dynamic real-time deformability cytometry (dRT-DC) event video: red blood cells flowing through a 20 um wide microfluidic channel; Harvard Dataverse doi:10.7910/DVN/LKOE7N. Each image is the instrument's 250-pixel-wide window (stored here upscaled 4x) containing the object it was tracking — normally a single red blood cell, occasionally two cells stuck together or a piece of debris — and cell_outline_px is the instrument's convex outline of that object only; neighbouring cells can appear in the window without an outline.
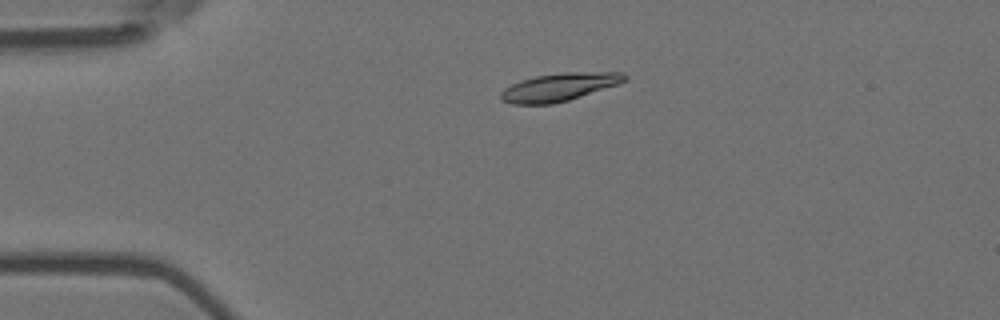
{"species": "Egyptian fruit bat (a non-hibernating species)", "species_latin": "Rousettus aegyptiacus", "temperature_condition": "room temperature", "stored_images_in_passage": 5, "camera_frame_rate_fps": 3000, "um_per_image_px": 0.085, "animal": {"sex": "female"}, "frame": {"image": 1, "passage_image": 3, "time_ms": 0.667, "image_size_px": [1000, 320], "cell_outline_px": [[628, 80], [620, 84], [568, 100], [552, 104], [512, 104], [500, 100], [500, 92], [504, 88], [520, 80], [536, 76], [564, 72], [624, 72], [628, 76]], "centroid_in_image_um": [47.56, 7.39], "position_along_channel_um": 37.4, "area_um2": 20.35}}
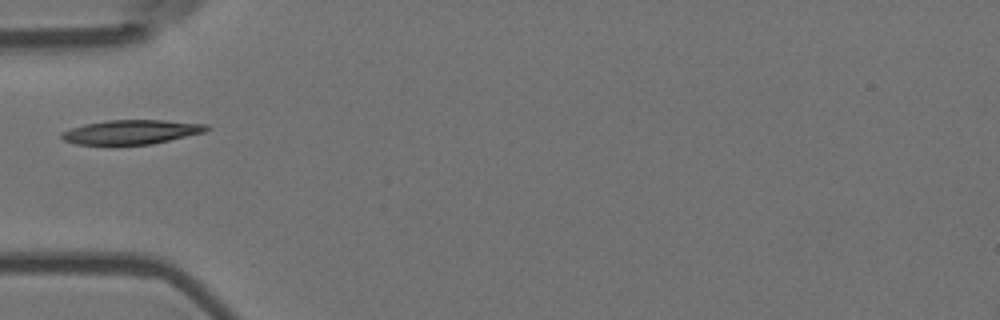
{"frame": {"image": 2, "passage_image": 5, "time_ms": 1.333, "image_size_px": [1000, 320], "cell_outline_px": [[212, 128], [204, 132], [152, 144], [116, 148], [112, 148], [76, 144], [64, 140], [60, 136], [60, 132], [84, 124], [108, 120], [164, 120], [208, 124]], "centroid_in_image_um": [11.1, 11.27], "position_along_channel_um": 73.9, "area_um2": 21.56}}